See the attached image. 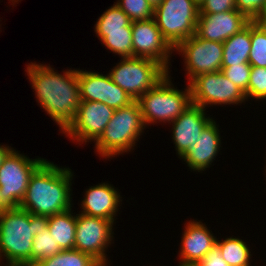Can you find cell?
Instances as JSON below:
<instances>
[{"label": "cell", "instance_id": "6da1fadb", "mask_svg": "<svg viewBox=\"0 0 266 266\" xmlns=\"http://www.w3.org/2000/svg\"><path fill=\"white\" fill-rule=\"evenodd\" d=\"M25 66L36 102L62 133L75 118L81 102L78 69H63V73H58L50 64L36 61Z\"/></svg>", "mask_w": 266, "mask_h": 266}, {"label": "cell", "instance_id": "7a4b0ae2", "mask_svg": "<svg viewBox=\"0 0 266 266\" xmlns=\"http://www.w3.org/2000/svg\"><path fill=\"white\" fill-rule=\"evenodd\" d=\"M74 176L69 167L46 159L31 175L19 207L33 215L47 217L73 208Z\"/></svg>", "mask_w": 266, "mask_h": 266}, {"label": "cell", "instance_id": "3957f363", "mask_svg": "<svg viewBox=\"0 0 266 266\" xmlns=\"http://www.w3.org/2000/svg\"><path fill=\"white\" fill-rule=\"evenodd\" d=\"M47 228V216L33 215L20 207L3 210L0 213L1 266H25L31 260L35 235Z\"/></svg>", "mask_w": 266, "mask_h": 266}, {"label": "cell", "instance_id": "277c9868", "mask_svg": "<svg viewBox=\"0 0 266 266\" xmlns=\"http://www.w3.org/2000/svg\"><path fill=\"white\" fill-rule=\"evenodd\" d=\"M141 109L137 100L114 111L104 132L94 142L95 153L107 160L132 152L144 134Z\"/></svg>", "mask_w": 266, "mask_h": 266}, {"label": "cell", "instance_id": "5b68a950", "mask_svg": "<svg viewBox=\"0 0 266 266\" xmlns=\"http://www.w3.org/2000/svg\"><path fill=\"white\" fill-rule=\"evenodd\" d=\"M170 72L155 87L144 93L139 103L144 124H170L192 104L191 88L187 83L184 90L173 84ZM149 125V126H148Z\"/></svg>", "mask_w": 266, "mask_h": 266}, {"label": "cell", "instance_id": "8992f818", "mask_svg": "<svg viewBox=\"0 0 266 266\" xmlns=\"http://www.w3.org/2000/svg\"><path fill=\"white\" fill-rule=\"evenodd\" d=\"M169 71L159 62L140 57L121 58L108 74L133 100L155 87Z\"/></svg>", "mask_w": 266, "mask_h": 266}, {"label": "cell", "instance_id": "52a82bcc", "mask_svg": "<svg viewBox=\"0 0 266 266\" xmlns=\"http://www.w3.org/2000/svg\"><path fill=\"white\" fill-rule=\"evenodd\" d=\"M198 17L199 6L193 0H163L153 13L163 38L173 49L195 34Z\"/></svg>", "mask_w": 266, "mask_h": 266}, {"label": "cell", "instance_id": "ba28073f", "mask_svg": "<svg viewBox=\"0 0 266 266\" xmlns=\"http://www.w3.org/2000/svg\"><path fill=\"white\" fill-rule=\"evenodd\" d=\"M46 159L20 154L13 149L0 166V201L6 208H16L24 199L29 180Z\"/></svg>", "mask_w": 266, "mask_h": 266}, {"label": "cell", "instance_id": "9c48e42d", "mask_svg": "<svg viewBox=\"0 0 266 266\" xmlns=\"http://www.w3.org/2000/svg\"><path fill=\"white\" fill-rule=\"evenodd\" d=\"M189 85L192 104L204 109L216 107V105L221 107L233 105L234 107L247 102L245 94L221 71L198 75Z\"/></svg>", "mask_w": 266, "mask_h": 266}, {"label": "cell", "instance_id": "30bf717a", "mask_svg": "<svg viewBox=\"0 0 266 266\" xmlns=\"http://www.w3.org/2000/svg\"><path fill=\"white\" fill-rule=\"evenodd\" d=\"M114 226L108 219L78 212L74 249L90 254L102 265L111 266L107 249L114 244Z\"/></svg>", "mask_w": 266, "mask_h": 266}, {"label": "cell", "instance_id": "8fae6325", "mask_svg": "<svg viewBox=\"0 0 266 266\" xmlns=\"http://www.w3.org/2000/svg\"><path fill=\"white\" fill-rule=\"evenodd\" d=\"M174 52L183 58L188 84L198 75L221 71L223 43L204 40L194 34L181 42Z\"/></svg>", "mask_w": 266, "mask_h": 266}, {"label": "cell", "instance_id": "7c38bea8", "mask_svg": "<svg viewBox=\"0 0 266 266\" xmlns=\"http://www.w3.org/2000/svg\"><path fill=\"white\" fill-rule=\"evenodd\" d=\"M114 111L99 101H81L75 118L62 134L79 145L94 143L104 132Z\"/></svg>", "mask_w": 266, "mask_h": 266}, {"label": "cell", "instance_id": "4fadbf2b", "mask_svg": "<svg viewBox=\"0 0 266 266\" xmlns=\"http://www.w3.org/2000/svg\"><path fill=\"white\" fill-rule=\"evenodd\" d=\"M133 57L149 58L171 72L174 49L163 38L155 20L131 21Z\"/></svg>", "mask_w": 266, "mask_h": 266}, {"label": "cell", "instance_id": "5bb4252c", "mask_svg": "<svg viewBox=\"0 0 266 266\" xmlns=\"http://www.w3.org/2000/svg\"><path fill=\"white\" fill-rule=\"evenodd\" d=\"M184 223L178 254V266H195L216 246L217 236L201 220Z\"/></svg>", "mask_w": 266, "mask_h": 266}, {"label": "cell", "instance_id": "9a60e30c", "mask_svg": "<svg viewBox=\"0 0 266 266\" xmlns=\"http://www.w3.org/2000/svg\"><path fill=\"white\" fill-rule=\"evenodd\" d=\"M203 107L191 104L177 119L171 122L172 141L180 159L196 143L205 126L213 119ZM210 115V116H209Z\"/></svg>", "mask_w": 266, "mask_h": 266}, {"label": "cell", "instance_id": "2e32d148", "mask_svg": "<svg viewBox=\"0 0 266 266\" xmlns=\"http://www.w3.org/2000/svg\"><path fill=\"white\" fill-rule=\"evenodd\" d=\"M222 138L219 124L213 118L202 130L200 138L193 143L188 151L180 158L192 172L203 173L212 166V163L222 149Z\"/></svg>", "mask_w": 266, "mask_h": 266}, {"label": "cell", "instance_id": "e0dca14e", "mask_svg": "<svg viewBox=\"0 0 266 266\" xmlns=\"http://www.w3.org/2000/svg\"><path fill=\"white\" fill-rule=\"evenodd\" d=\"M81 199L79 213L104 218L116 224V216L121 209L122 196L118 188L106 182L89 186ZM120 207V208H119Z\"/></svg>", "mask_w": 266, "mask_h": 266}, {"label": "cell", "instance_id": "ac0fdd59", "mask_svg": "<svg viewBox=\"0 0 266 266\" xmlns=\"http://www.w3.org/2000/svg\"><path fill=\"white\" fill-rule=\"evenodd\" d=\"M250 21L237 10L199 14L195 34L204 40L223 43Z\"/></svg>", "mask_w": 266, "mask_h": 266}, {"label": "cell", "instance_id": "d6986e66", "mask_svg": "<svg viewBox=\"0 0 266 266\" xmlns=\"http://www.w3.org/2000/svg\"><path fill=\"white\" fill-rule=\"evenodd\" d=\"M251 50V21L239 32L223 42L222 67L249 63Z\"/></svg>", "mask_w": 266, "mask_h": 266}, {"label": "cell", "instance_id": "ffe728a7", "mask_svg": "<svg viewBox=\"0 0 266 266\" xmlns=\"http://www.w3.org/2000/svg\"><path fill=\"white\" fill-rule=\"evenodd\" d=\"M67 211L48 217V229L61 250L74 249L77 214Z\"/></svg>", "mask_w": 266, "mask_h": 266}, {"label": "cell", "instance_id": "44dd1931", "mask_svg": "<svg viewBox=\"0 0 266 266\" xmlns=\"http://www.w3.org/2000/svg\"><path fill=\"white\" fill-rule=\"evenodd\" d=\"M220 239L217 238L216 247L229 266H252L253 252L250 251V244H247L244 239L233 235Z\"/></svg>", "mask_w": 266, "mask_h": 266}, {"label": "cell", "instance_id": "7402d4cb", "mask_svg": "<svg viewBox=\"0 0 266 266\" xmlns=\"http://www.w3.org/2000/svg\"><path fill=\"white\" fill-rule=\"evenodd\" d=\"M102 264L88 253L76 249L61 250L52 257L39 261L34 266H101Z\"/></svg>", "mask_w": 266, "mask_h": 266}, {"label": "cell", "instance_id": "603a6c76", "mask_svg": "<svg viewBox=\"0 0 266 266\" xmlns=\"http://www.w3.org/2000/svg\"><path fill=\"white\" fill-rule=\"evenodd\" d=\"M132 29L129 17L114 3L98 18L94 25V33L98 40L105 37V30Z\"/></svg>", "mask_w": 266, "mask_h": 266}, {"label": "cell", "instance_id": "cb8c5ba5", "mask_svg": "<svg viewBox=\"0 0 266 266\" xmlns=\"http://www.w3.org/2000/svg\"><path fill=\"white\" fill-rule=\"evenodd\" d=\"M106 50L121 58L133 57L132 29L105 30L100 41Z\"/></svg>", "mask_w": 266, "mask_h": 266}, {"label": "cell", "instance_id": "d4e9b609", "mask_svg": "<svg viewBox=\"0 0 266 266\" xmlns=\"http://www.w3.org/2000/svg\"><path fill=\"white\" fill-rule=\"evenodd\" d=\"M78 81L81 101L102 102L104 74L78 68Z\"/></svg>", "mask_w": 266, "mask_h": 266}, {"label": "cell", "instance_id": "484cf974", "mask_svg": "<svg viewBox=\"0 0 266 266\" xmlns=\"http://www.w3.org/2000/svg\"><path fill=\"white\" fill-rule=\"evenodd\" d=\"M61 251L58 244L55 243L49 229L39 231L33 239L31 260L25 266H34L39 261L54 256Z\"/></svg>", "mask_w": 266, "mask_h": 266}, {"label": "cell", "instance_id": "4316f807", "mask_svg": "<svg viewBox=\"0 0 266 266\" xmlns=\"http://www.w3.org/2000/svg\"><path fill=\"white\" fill-rule=\"evenodd\" d=\"M249 64L252 67H266V27L257 21H251Z\"/></svg>", "mask_w": 266, "mask_h": 266}, {"label": "cell", "instance_id": "83f0119b", "mask_svg": "<svg viewBox=\"0 0 266 266\" xmlns=\"http://www.w3.org/2000/svg\"><path fill=\"white\" fill-rule=\"evenodd\" d=\"M133 101L122 88L111 80L108 73L104 74L102 103L116 110L129 105Z\"/></svg>", "mask_w": 266, "mask_h": 266}, {"label": "cell", "instance_id": "f1b7e54d", "mask_svg": "<svg viewBox=\"0 0 266 266\" xmlns=\"http://www.w3.org/2000/svg\"><path fill=\"white\" fill-rule=\"evenodd\" d=\"M114 3L131 21L150 20L153 18L154 8L147 0H117Z\"/></svg>", "mask_w": 266, "mask_h": 266}, {"label": "cell", "instance_id": "f546056e", "mask_svg": "<svg viewBox=\"0 0 266 266\" xmlns=\"http://www.w3.org/2000/svg\"><path fill=\"white\" fill-rule=\"evenodd\" d=\"M247 101L266 100V67H252L250 71L248 90L245 95Z\"/></svg>", "mask_w": 266, "mask_h": 266}, {"label": "cell", "instance_id": "4dcf8cb0", "mask_svg": "<svg viewBox=\"0 0 266 266\" xmlns=\"http://www.w3.org/2000/svg\"><path fill=\"white\" fill-rule=\"evenodd\" d=\"M251 68L252 66L249 63H242L230 67H221V72L246 95Z\"/></svg>", "mask_w": 266, "mask_h": 266}, {"label": "cell", "instance_id": "1f68e13d", "mask_svg": "<svg viewBox=\"0 0 266 266\" xmlns=\"http://www.w3.org/2000/svg\"><path fill=\"white\" fill-rule=\"evenodd\" d=\"M235 6L249 21H257L265 9L266 0H235Z\"/></svg>", "mask_w": 266, "mask_h": 266}, {"label": "cell", "instance_id": "d6a6232c", "mask_svg": "<svg viewBox=\"0 0 266 266\" xmlns=\"http://www.w3.org/2000/svg\"><path fill=\"white\" fill-rule=\"evenodd\" d=\"M236 10L235 0H204L199 6V14H215Z\"/></svg>", "mask_w": 266, "mask_h": 266}, {"label": "cell", "instance_id": "836d02e7", "mask_svg": "<svg viewBox=\"0 0 266 266\" xmlns=\"http://www.w3.org/2000/svg\"><path fill=\"white\" fill-rule=\"evenodd\" d=\"M195 266H229L221 257L218 248L215 246L210 252Z\"/></svg>", "mask_w": 266, "mask_h": 266}, {"label": "cell", "instance_id": "e575fe53", "mask_svg": "<svg viewBox=\"0 0 266 266\" xmlns=\"http://www.w3.org/2000/svg\"><path fill=\"white\" fill-rule=\"evenodd\" d=\"M14 148L9 146L8 144H0V166L3 164L4 159Z\"/></svg>", "mask_w": 266, "mask_h": 266}, {"label": "cell", "instance_id": "d590c367", "mask_svg": "<svg viewBox=\"0 0 266 266\" xmlns=\"http://www.w3.org/2000/svg\"><path fill=\"white\" fill-rule=\"evenodd\" d=\"M257 22L266 27V6L264 11L261 13V16L257 19Z\"/></svg>", "mask_w": 266, "mask_h": 266}, {"label": "cell", "instance_id": "8d00e7d4", "mask_svg": "<svg viewBox=\"0 0 266 266\" xmlns=\"http://www.w3.org/2000/svg\"><path fill=\"white\" fill-rule=\"evenodd\" d=\"M152 8H156L163 0H147Z\"/></svg>", "mask_w": 266, "mask_h": 266}, {"label": "cell", "instance_id": "74e56055", "mask_svg": "<svg viewBox=\"0 0 266 266\" xmlns=\"http://www.w3.org/2000/svg\"><path fill=\"white\" fill-rule=\"evenodd\" d=\"M8 3H11L10 5L16 6L15 4H18L21 0H8Z\"/></svg>", "mask_w": 266, "mask_h": 266}, {"label": "cell", "instance_id": "f35d334b", "mask_svg": "<svg viewBox=\"0 0 266 266\" xmlns=\"http://www.w3.org/2000/svg\"><path fill=\"white\" fill-rule=\"evenodd\" d=\"M198 6L202 4L204 0H193Z\"/></svg>", "mask_w": 266, "mask_h": 266}, {"label": "cell", "instance_id": "ab89813d", "mask_svg": "<svg viewBox=\"0 0 266 266\" xmlns=\"http://www.w3.org/2000/svg\"><path fill=\"white\" fill-rule=\"evenodd\" d=\"M6 209V207L1 203V201H0V213L3 211V210H5Z\"/></svg>", "mask_w": 266, "mask_h": 266}, {"label": "cell", "instance_id": "60d3db41", "mask_svg": "<svg viewBox=\"0 0 266 266\" xmlns=\"http://www.w3.org/2000/svg\"><path fill=\"white\" fill-rule=\"evenodd\" d=\"M265 154H266V152H265ZM265 158H266V156H265ZM265 164H266V162H265ZM264 173H266V165H265V167H264ZM265 175V178H266V174H264ZM266 180V179H265Z\"/></svg>", "mask_w": 266, "mask_h": 266}]
</instances>
